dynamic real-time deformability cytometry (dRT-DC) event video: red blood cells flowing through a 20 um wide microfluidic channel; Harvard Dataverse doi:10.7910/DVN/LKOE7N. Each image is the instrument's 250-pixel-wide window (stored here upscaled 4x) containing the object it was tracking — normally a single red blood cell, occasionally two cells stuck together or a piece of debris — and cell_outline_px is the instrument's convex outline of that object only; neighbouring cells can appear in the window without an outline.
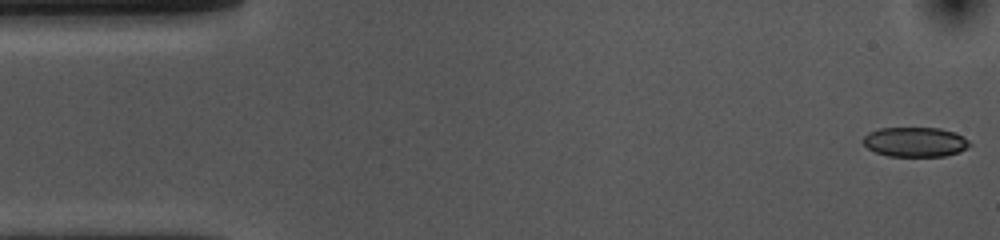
{"species": "common noctule bat (a hibernating species)", "species_latin": "Nyctalus noctula", "temperature_condition": "cold", "stored_images_in_passage": 52, "camera_frame_rate_fps": 3000, "um_per_image_px": 0.085, "animal": {"sex": "female", "body_mass_g": 10.0, "forearm_length_mm": 53.1}, "frame": {"image": 1, "passage_image": 1, "time_ms": 0.0, "image_size_px": [1000, 240], "cell_outline_px": [[972, 144], [960, 152], [944, 156], [888, 156], [876, 152], [868, 148], [860, 140], [868, 132], [880, 128], [940, 128], [956, 132], [968, 140]], "centroid_in_image_um": [77.78, 12.06], "position_along_channel_um": 7.2, "area_um2": 18.55}}
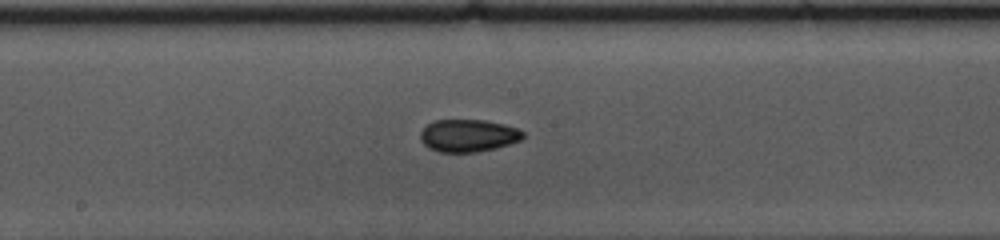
{"frame": {"image": 2, "passage_image": 26, "time_ms": 8.333, "image_size_px": [1000, 240], "cell_outline_px": [[524, 136], [520, 140], [496, 148], [476, 152], [440, 152], [428, 148], [420, 140], [420, 132], [432, 120], [484, 120], [504, 124], [516, 128], [524, 132]], "centroid_in_image_um": [39.77, 11.52], "position_along_channel_um": 208.4, "area_um2": 19.42}}
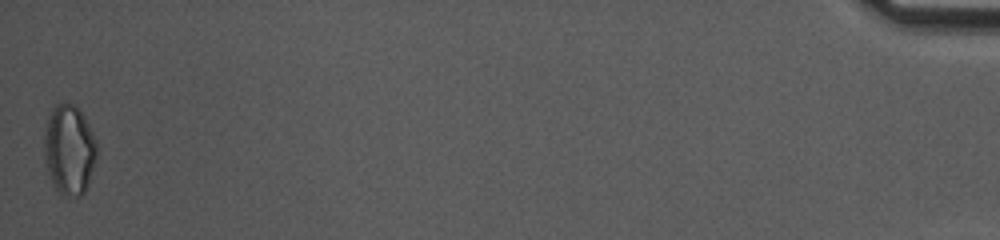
{"frame": {"image": 3, "passage_image": 52, "time_ms": 17.0, "image_size_px": [1000, 240], "cell_outline_px": [[96, 156], [88, 184], [84, 192], [80, 196], [64, 196], [52, 184], [48, 172], [44, 156], [44, 136], [48, 116], [56, 104], [72, 104], [84, 116], [96, 140]], "centroid_in_image_um": [5.87, 12.75], "position_along_channel_um": 429.3, "area_um2": 27.22}, "authors_computed_cell_mechanics": {"area_um2": 19.4208, "velocity_mm_per_s": 3.7316, "shape_relaxation_time_tau1_ms": 10.2624, "shape_relaxation_time_tau2_ms": 5.9215, "deformation_change_tau1": 0.1822, "deformation_change_tau2": 0.0955}}